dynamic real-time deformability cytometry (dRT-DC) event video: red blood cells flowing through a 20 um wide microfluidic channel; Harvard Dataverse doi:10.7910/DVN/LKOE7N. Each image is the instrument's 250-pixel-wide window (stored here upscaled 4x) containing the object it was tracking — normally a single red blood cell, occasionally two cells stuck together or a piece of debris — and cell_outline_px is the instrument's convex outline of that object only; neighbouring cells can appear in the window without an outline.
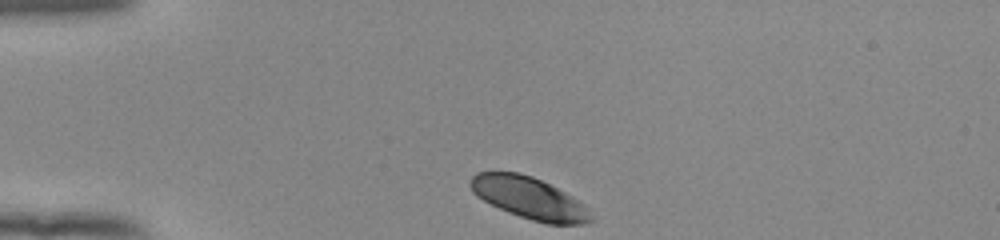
{"species": "human", "species_latin": "Homo sapiens", "temperature_condition": "room temperature", "stored_images_in_passage": 32, "camera_frame_rate_fps": 3000, "um_per_image_px": 0.085, "donor": {"sex": "female"}, "frame": {"image": 1, "passage_image": 1, "time_ms": 0.0, "image_size_px": [1000, 240], "cell_outline_px": [[596, 220], [588, 224], [544, 224], [508, 212], [476, 196], [472, 192], [468, 184], [468, 180], [476, 172], [520, 172], [532, 176], [572, 196], [584, 204], [588, 208]], "centroid_in_image_um": [45.0, 16.84], "position_along_channel_um": 40.0, "area_um2": 29.59}}
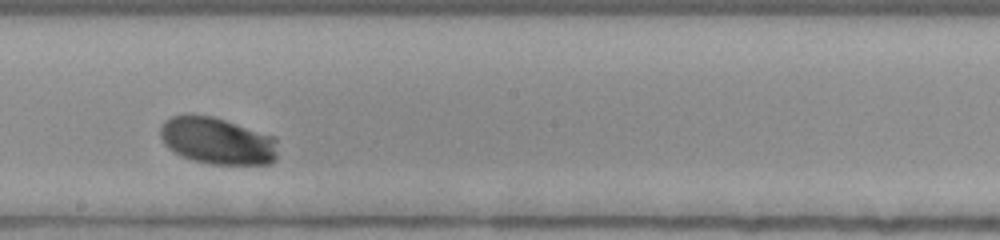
{"frame": {"image": 2, "passage_image": 19, "time_ms": 6.0, "image_size_px": [1000, 240], "cell_outline_px": [[276, 160], [272, 164], [208, 164], [192, 160], [180, 156], [168, 148], [164, 144], [160, 136], [160, 128], [164, 120], [172, 116], [192, 112], [212, 116], [276, 136]], "centroid_in_image_um": [18.44, 11.95], "position_along_channel_um": 229.8, "area_um2": 32.77}}
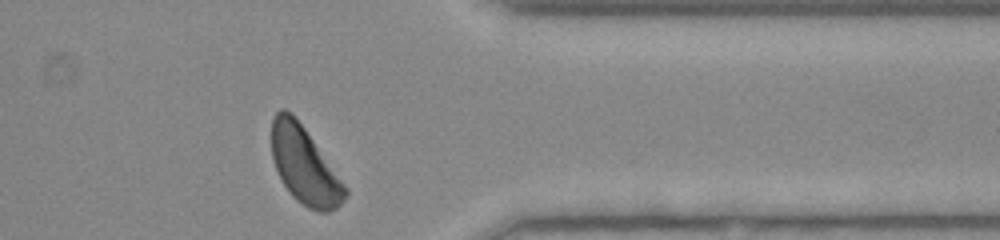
{"frame": {"image": 3, "passage_image": 32, "time_ms": 10.333, "image_size_px": [1000, 240], "cell_outline_px": [[348, 196], [336, 208], [328, 212], [316, 212], [308, 208], [296, 200], [292, 196], [284, 184], [276, 168], [272, 156], [272, 116], [280, 108], [284, 108], [292, 112], [304, 128], [348, 188]], "centroid_in_image_um": [25.89, 14.07], "position_along_channel_um": 385.5, "area_um2": 32.83}, "authors_computed_cell_mechanics": {"area_um2": 32.1368, "velocity_mm_per_s": 3.8202, "shape_relaxation_time_tau1_ms": 1.7295, "shape_relaxation_time_tau2_ms": null, "deformation_change_tau1": 0.1095, "deformation_change_tau2": null}}